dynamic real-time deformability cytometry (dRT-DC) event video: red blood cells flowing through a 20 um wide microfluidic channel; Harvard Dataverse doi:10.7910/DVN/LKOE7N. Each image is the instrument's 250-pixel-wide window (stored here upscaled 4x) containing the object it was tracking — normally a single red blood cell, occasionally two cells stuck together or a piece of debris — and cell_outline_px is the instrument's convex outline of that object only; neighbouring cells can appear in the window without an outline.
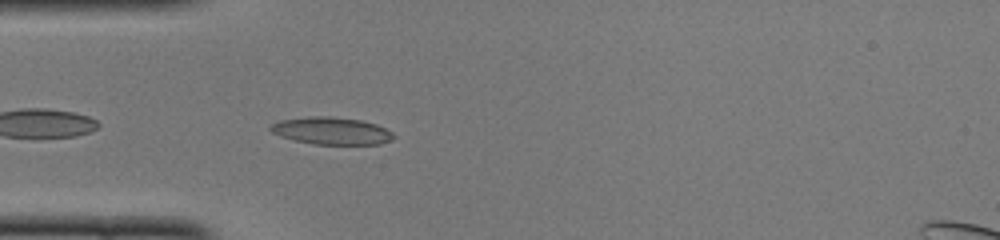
{"species": "common noctule bat (a hibernating species)", "species_latin": "Nyctalus noctula", "temperature_condition": "cold", "stored_images_in_passage": 37, "camera_frame_rate_fps": 3000, "um_per_image_px": 0.085, "animal": {"sex": "female", "body_mass_g": 22.0, "forearm_length_mm": 56.7}, "frame": {"image": 1, "passage_image": 2, "time_ms": 0.333, "image_size_px": [1000, 240], "cell_outline_px": [[396, 136], [380, 144], [312, 144], [292, 140], [280, 136], [272, 132], [268, 128], [272, 124], [280, 120], [308, 116], [328, 116], [360, 120], [376, 124], [392, 132]], "centroid_in_image_um": [28.13, 11.12], "position_along_channel_um": 56.9, "area_um2": 19.54}}
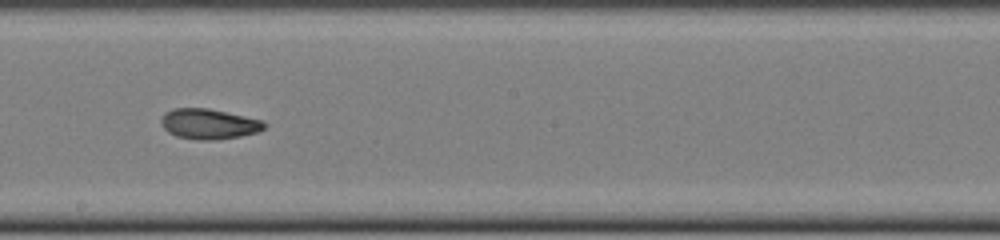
{"frame": {"image": 2, "passage_image": 15, "time_ms": 4.667, "image_size_px": [1000, 240], "cell_outline_px": [[268, 124], [260, 132], [240, 136], [216, 140], [200, 140], [176, 136], [168, 132], [160, 124], [160, 120], [164, 112], [172, 108], [208, 108], [264, 120]], "centroid_in_image_um": [17.76, 10.53], "position_along_channel_um": 230.4, "area_um2": 18.5}}
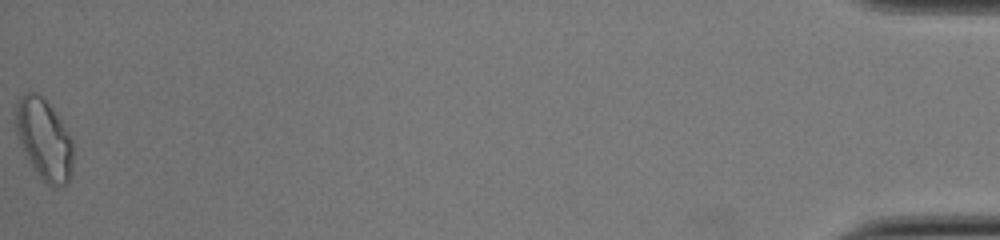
{"frame": {"image": 3, "passage_image": 37, "time_ms": 12.0, "image_size_px": [1000, 240], "cell_outline_px": [[72, 172], [68, 184], [60, 188], [56, 188], [48, 184], [36, 172], [28, 160], [20, 144], [16, 132], [16, 100], [24, 92], [36, 92], [52, 108], [60, 120], [72, 140]], "centroid_in_image_um": [3.74, 11.87], "position_along_channel_um": 431.5, "area_um2": 26.93}, "authors_computed_cell_mechanics": {"area_um2": 18.496, "velocity_mm_per_s": 4.0908, "shape_relaxation_time_tau1_ms": 4.4097, "shape_relaxation_time_tau2_ms": 1.9642, "deformation_change_tau1": 0.1678, "deformation_change_tau2": 0.0752}}